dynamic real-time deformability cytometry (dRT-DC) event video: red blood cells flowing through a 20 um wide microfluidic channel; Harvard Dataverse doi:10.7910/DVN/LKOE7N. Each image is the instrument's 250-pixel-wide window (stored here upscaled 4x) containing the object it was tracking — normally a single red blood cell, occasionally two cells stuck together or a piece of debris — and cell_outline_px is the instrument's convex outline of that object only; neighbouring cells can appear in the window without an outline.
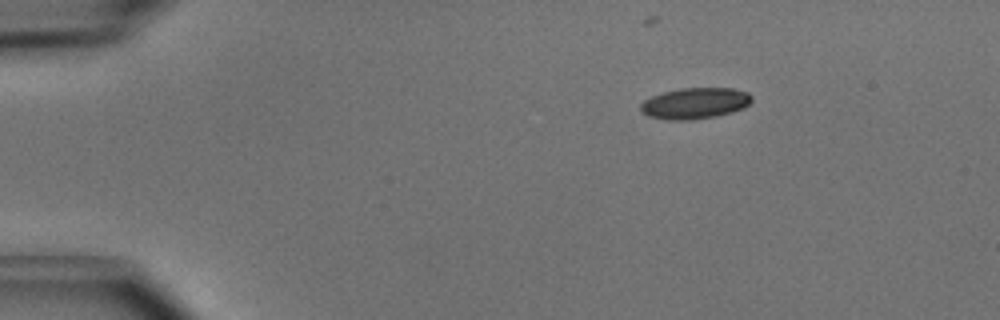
{"species": "common noctule bat (a hibernating species)", "species_latin": "Nyctalus noctula", "temperature_condition": "cold", "stored_images_in_passage": 2, "camera_frame_rate_fps": 3000, "um_per_image_px": 0.085, "animal": {"sex": "male", "body_mass_g": 15.6}, "frame": {"image": 1, "passage_image": 1, "time_ms": 0.0, "image_size_px": [1000, 320], "cell_outline_px": [[752, 100], [744, 108], [732, 112], [716, 116], [692, 120], [668, 120], [648, 116], [640, 112], [640, 104], [644, 100], [652, 96], [664, 92], [680, 88], [732, 88], [748, 92], [752, 96]], "centroid_in_image_um": [59.06, 8.78], "position_along_channel_um": 25.9, "area_um2": 20.29}}